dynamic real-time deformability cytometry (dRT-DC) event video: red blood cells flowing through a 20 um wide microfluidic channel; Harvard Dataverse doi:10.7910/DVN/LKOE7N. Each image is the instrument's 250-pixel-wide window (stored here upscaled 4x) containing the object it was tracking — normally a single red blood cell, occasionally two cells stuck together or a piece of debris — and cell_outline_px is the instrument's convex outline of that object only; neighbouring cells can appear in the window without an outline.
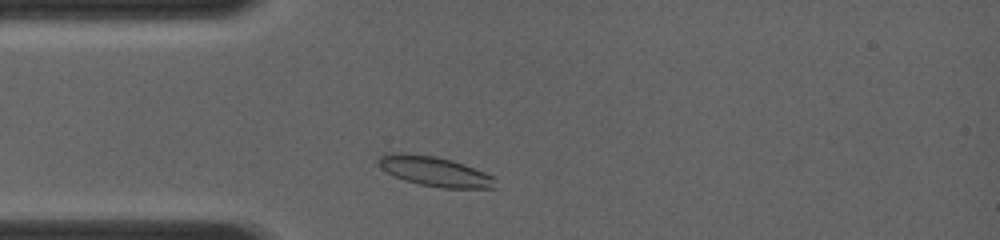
{"species": "common noctule bat (a hibernating species)", "species_latin": "Nyctalus noctula", "temperature_condition": "room temperature", "stored_images_in_passage": 40, "camera_frame_rate_fps": 4000, "um_per_image_px": 0.085, "animal": {"sex": "female", "body_mass_g": 19.0, "forearm_length_mm": 56.7}, "frame": {"image": 1, "passage_image": 4, "time_ms": 0.75, "image_size_px": [1000, 240], "cell_outline_px": [[496, 188], [444, 188], [420, 184], [404, 180], [388, 172], [380, 164], [380, 160], [384, 156], [432, 156], [464, 164], [484, 172], [492, 176]], "centroid_in_image_um": [37.12, 14.64], "position_along_channel_um": 47.9, "area_um2": 18.73}}
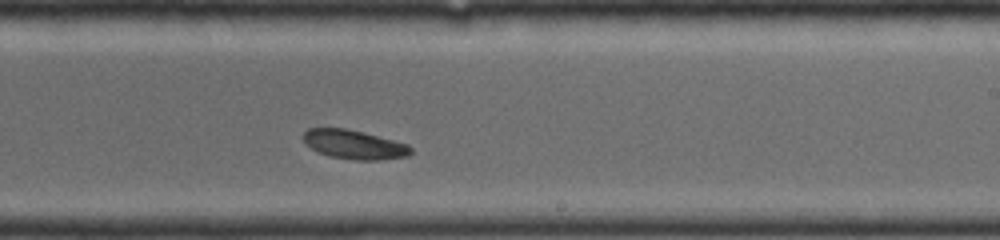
{"frame": {"image": 2, "passage_image": 25, "time_ms": 5.75, "image_size_px": [1000, 240], "cell_outline_px": [[412, 152], [408, 156], [380, 160], [356, 160], [332, 156], [320, 152], [312, 148], [304, 140], [304, 132], [308, 128], [344, 128], [408, 144], [412, 148]], "centroid_in_image_um": [30.14, 12.29], "position_along_channel_um": 258.9, "area_um2": 17.74}}
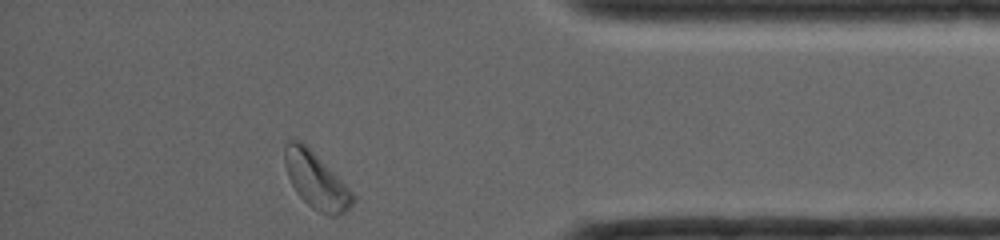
{"frame": {"image": 3, "passage_image": 40, "time_ms": 9.5, "image_size_px": [1000, 240], "cell_outline_px": [[356, 200], [344, 212], [336, 216], [328, 216], [312, 208], [296, 192], [288, 176], [284, 160], [284, 144], [288, 140], [296, 140], [304, 144], [356, 196]], "centroid_in_image_um": [26.85, 15.37], "position_along_channel_um": 408.4, "area_um2": 21.56}}